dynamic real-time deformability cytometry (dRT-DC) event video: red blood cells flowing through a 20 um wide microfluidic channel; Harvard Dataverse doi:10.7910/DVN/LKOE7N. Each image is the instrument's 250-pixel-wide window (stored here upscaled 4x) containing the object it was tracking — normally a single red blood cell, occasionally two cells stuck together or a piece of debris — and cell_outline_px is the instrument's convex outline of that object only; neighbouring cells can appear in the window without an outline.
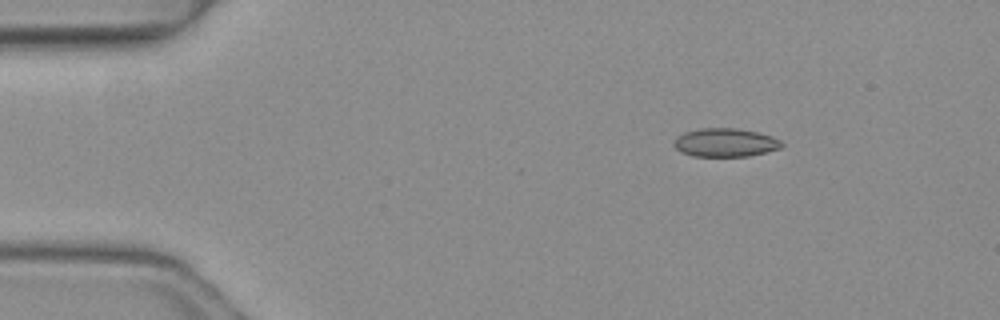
{"species": "common noctule bat (a hibernating species)", "species_latin": "Nyctalus noctula", "temperature_condition": "warm", "stored_images_in_passage": 4, "segment_of_instrument_passage": [1, 2], "camera_frame_rate_fps": 3000, "um_per_image_px": 0.085, "animal": {"sex": "female", "body_mass_g": 19.3, "forearm_length_mm": 54.1}, "frame": {"image": 1, "passage_image": 1, "time_ms": 0.0, "image_size_px": [1000, 320], "cell_outline_px": [[784, 144], [780, 148], [748, 156], [692, 156], [680, 152], [672, 144], [676, 136], [684, 132], [700, 128], [736, 128], [756, 132], [772, 136], [780, 140]], "centroid_in_image_um": [61.6, 12.11], "position_along_channel_um": 23.4, "area_um2": 17.92}}